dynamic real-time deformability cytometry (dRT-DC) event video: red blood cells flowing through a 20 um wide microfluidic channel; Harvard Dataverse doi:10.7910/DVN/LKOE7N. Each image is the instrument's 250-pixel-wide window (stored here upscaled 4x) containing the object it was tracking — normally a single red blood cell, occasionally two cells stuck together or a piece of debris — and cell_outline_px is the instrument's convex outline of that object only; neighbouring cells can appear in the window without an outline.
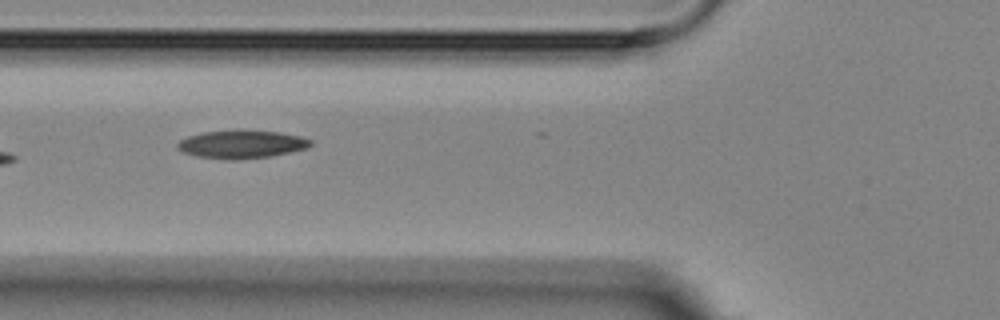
{"species": "Egyptian fruit bat (a non-hibernating species)", "species_latin": "Rousettus aegyptiacus", "temperature_condition": "room temperature", "stored_images_in_passage": 7, "camera_frame_rate_fps": 3000, "um_per_image_px": 0.085, "animal": {"sex": "female"}, "frame": {"image": 1, "passage_image": 3, "time_ms": 3.0, "image_size_px": [1000, 320], "cell_outline_px": [[312, 144], [308, 148], [268, 156], [236, 160], [228, 160], [196, 156], [184, 152], [176, 148], [176, 144], [180, 140], [188, 136], [200, 132], [236, 128], [244, 128], [280, 132], [300, 136], [312, 140]], "centroid_in_image_um": [20.5, 12.22], "position_along_channel_um": 105.3, "area_um2": 22.43}}
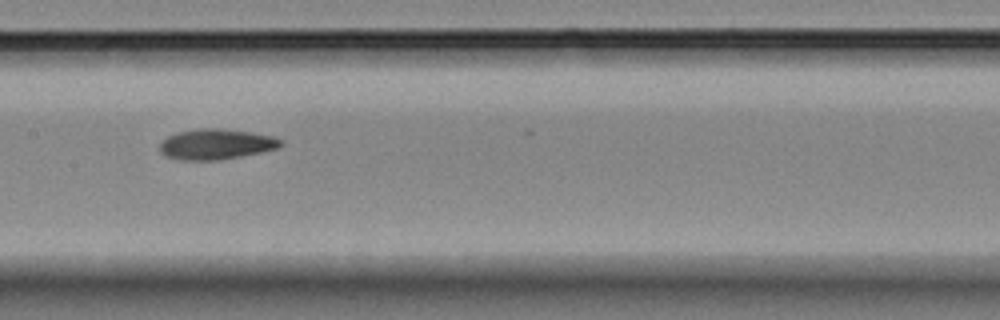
{"frame": {"image": 2, "passage_image": 5, "time_ms": 5.333, "image_size_px": [1000, 320], "cell_outline_px": [[284, 144], [276, 148], [260, 152], [240, 156], [216, 160], [180, 160], [168, 156], [160, 152], [160, 144], [168, 136], [176, 132], [196, 128], [220, 128], [276, 136], [284, 140]], "centroid_in_image_um": [18.39, 12.24], "position_along_channel_um": 189.0, "area_um2": 21.44}}
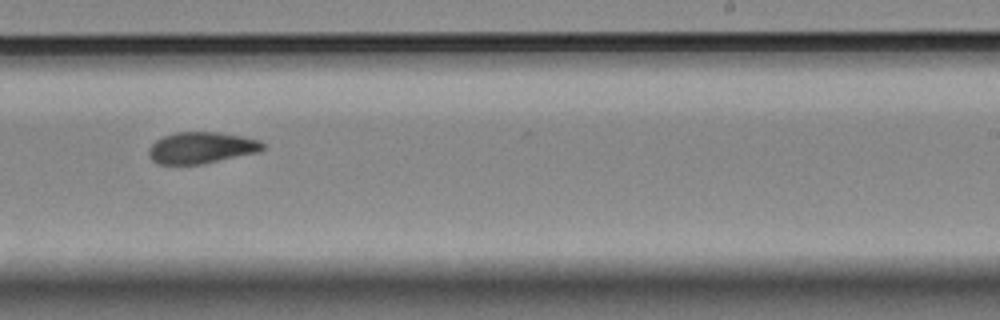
{"frame": {"image": 3, "passage_image": 7, "time_ms": 7.667, "image_size_px": [1000, 320], "cell_outline_px": [[264, 148], [260, 152], [200, 164], [156, 164], [148, 156], [148, 148], [156, 140], [164, 136], [176, 132], [216, 132], [244, 136], [260, 140], [264, 144]], "centroid_in_image_um": [17.11, 12.56], "position_along_channel_um": 271.9, "area_um2": 20.98}}